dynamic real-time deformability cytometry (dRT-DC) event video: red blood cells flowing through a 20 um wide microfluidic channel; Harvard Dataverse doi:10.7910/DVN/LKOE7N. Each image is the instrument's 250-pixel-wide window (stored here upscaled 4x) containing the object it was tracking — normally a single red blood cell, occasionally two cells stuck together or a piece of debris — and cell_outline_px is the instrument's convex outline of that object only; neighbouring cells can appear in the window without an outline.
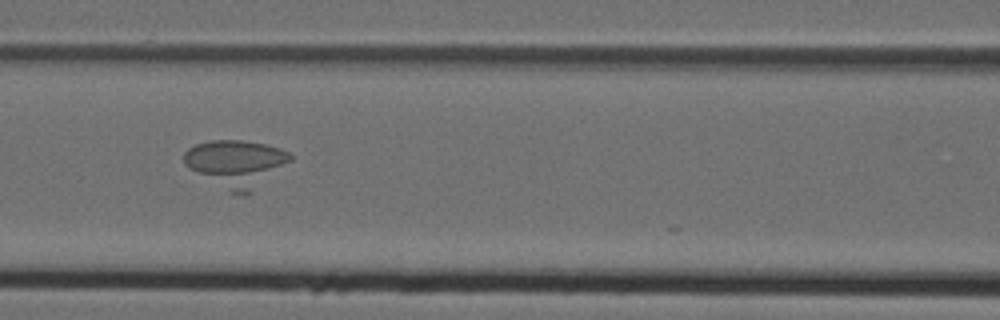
{"species": "Egyptian fruit bat (a non-hibernating species)", "species_latin": "Rousettus aegyptiacus", "temperature_condition": "cold", "stored_images_in_passage": 5, "camera_frame_rate_fps": 3000, "um_per_image_px": 0.085, "animal": {"sex": "female"}, "frame": {"image": 1, "passage_image": 3, "time_ms": 0.667, "image_size_px": [1000, 320], "cell_outline_px": [[292, 160], [244, 196], [232, 192], [188, 168], [184, 164], [184, 152], [188, 148], [196, 144], [212, 140], [240, 140], [264, 144], [280, 148], [288, 152], [292, 156]], "centroid_in_image_um": [20.05, 13.86], "position_along_channel_um": 146.5, "area_um2": 28.44}}